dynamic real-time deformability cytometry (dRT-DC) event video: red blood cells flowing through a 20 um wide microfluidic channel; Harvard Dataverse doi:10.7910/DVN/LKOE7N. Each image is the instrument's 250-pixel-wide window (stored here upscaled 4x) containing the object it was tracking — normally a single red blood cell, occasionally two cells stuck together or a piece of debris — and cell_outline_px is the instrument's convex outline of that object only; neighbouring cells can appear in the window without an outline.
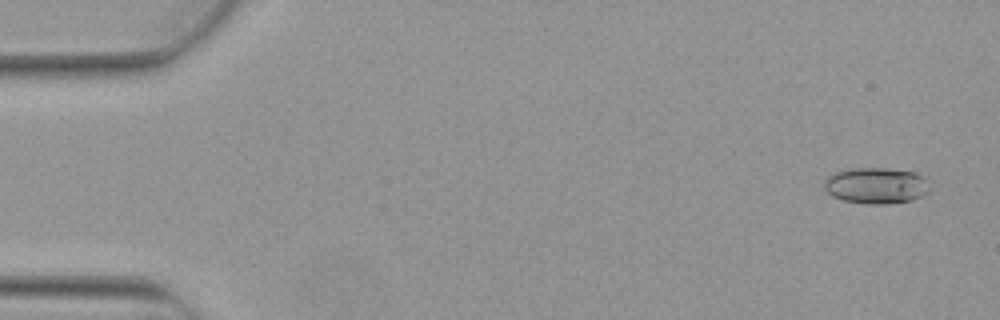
{"species": "Egyptian fruit bat (a non-hibernating species)", "species_latin": "Rousettus aegyptiacus", "temperature_condition": "warm", "stored_images_in_passage": 5, "camera_frame_rate_fps": 3000, "um_per_image_px": 0.085, "animal": {"sex": "female"}, "frame": {"image": 1, "passage_image": 1, "time_ms": 0.0, "image_size_px": [1000, 320], "cell_outline_px": [[928, 192], [924, 196], [912, 200], [888, 204], [868, 204], [844, 200], [832, 196], [824, 188], [824, 180], [828, 176], [836, 172], [852, 168], [888, 168], [912, 172], [924, 176]], "centroid_in_image_um": [74.45, 15.78], "position_along_channel_um": 10.5, "area_um2": 22.14}}